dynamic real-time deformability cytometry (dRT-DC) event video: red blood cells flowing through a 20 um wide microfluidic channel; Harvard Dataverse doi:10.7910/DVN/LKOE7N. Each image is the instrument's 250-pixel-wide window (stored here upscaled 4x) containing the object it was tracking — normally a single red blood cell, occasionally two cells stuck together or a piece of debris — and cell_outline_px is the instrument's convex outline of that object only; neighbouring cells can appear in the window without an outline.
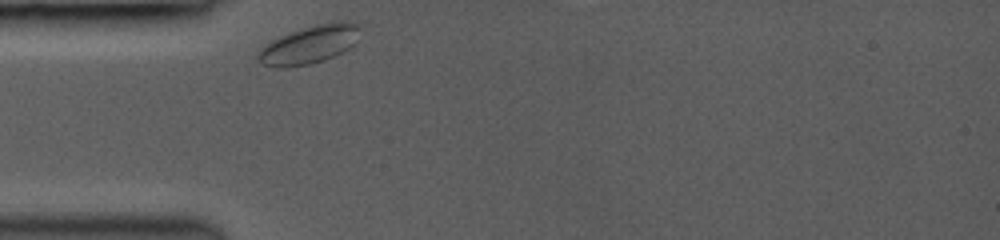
{"species": "common noctule bat (a hibernating species)", "species_latin": "Nyctalus noctula", "temperature_condition": "room temperature", "stored_images_in_passage": 1, "camera_frame_rate_fps": 3000, "um_per_image_px": 0.085, "animal": {"sex": "female", "body_mass_g": 19.0, "forearm_length_mm": 53.3}, "frame": {"image": 1, "passage_image": 1, "time_ms": 0.0, "image_size_px": [1000, 240], "cell_outline_px": [[360, 28], [356, 44], [352, 48], [324, 60], [308, 64], [284, 68], [276, 68], [264, 64], [256, 56], [256, 52], [264, 44], [280, 36], [316, 24], [340, 20], [348, 20], [356, 24]], "centroid_in_image_um": [26.32, 3.79], "position_along_channel_um": 58.7, "area_um2": 22.83}}